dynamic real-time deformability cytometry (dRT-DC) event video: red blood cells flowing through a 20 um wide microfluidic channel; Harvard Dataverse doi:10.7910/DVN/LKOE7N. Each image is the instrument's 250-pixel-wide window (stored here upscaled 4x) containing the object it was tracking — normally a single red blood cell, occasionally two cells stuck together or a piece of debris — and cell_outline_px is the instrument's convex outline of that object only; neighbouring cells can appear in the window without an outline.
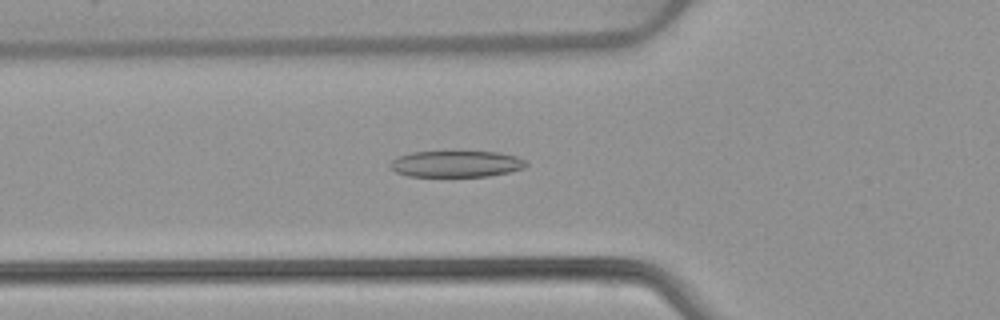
{"species": "common noctule bat (a hibernating species)", "species_latin": "Nyctalus noctula", "temperature_condition": "warm", "stored_images_in_passage": 52, "camera_frame_rate_fps": 3000, "um_per_image_px": 0.085, "animal": {"sex": "female", "body_mass_g": 22.7, "forearm_length_mm": 54.2}, "frame": {"image": 1, "passage_image": 18, "time_ms": 5.667, "image_size_px": [1000, 320], "cell_outline_px": [[528, 164], [524, 168], [508, 172], [488, 176], [408, 176], [396, 172], [388, 164], [396, 156], [412, 152], [500, 152], [516, 156], [524, 160]], "centroid_in_image_um": [38.76, 13.93], "position_along_channel_um": 87.0, "area_um2": 20.81}}
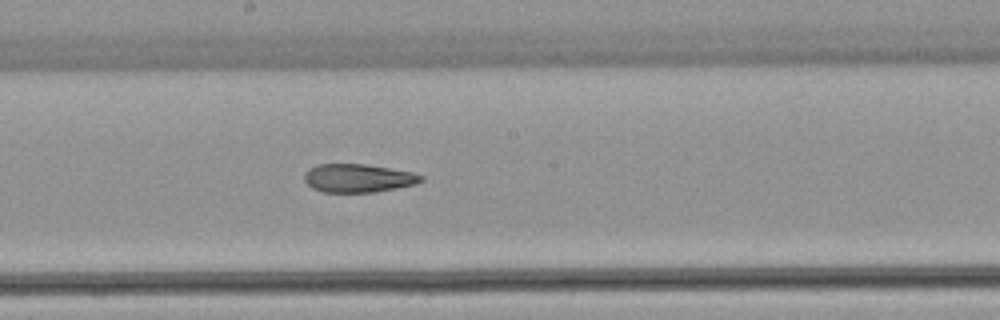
{"frame": {"image": 2, "passage_image": 28, "time_ms": 9.0, "image_size_px": [1000, 320], "cell_outline_px": [[424, 180], [416, 184], [376, 192], [324, 192], [312, 188], [304, 180], [304, 172], [308, 168], [316, 164], [364, 164], [412, 172], [424, 176]], "centroid_in_image_um": [30.42, 15.14], "position_along_channel_um": 217.8, "area_um2": 19.36}}
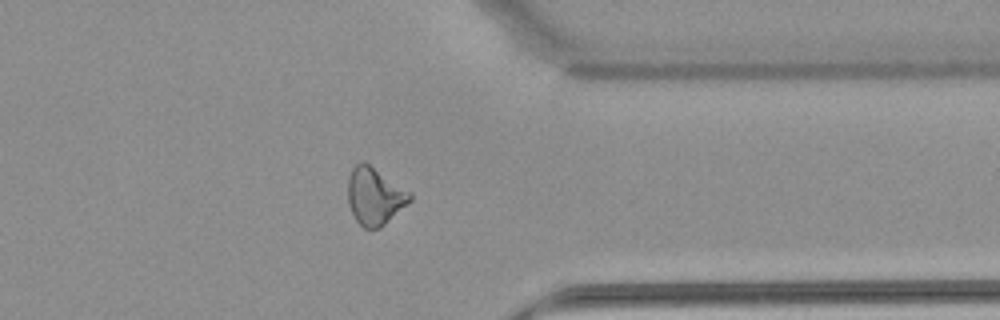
{"frame": {"image": 3, "passage_image": 41, "time_ms": 13.333, "image_size_px": [1000, 320], "cell_outline_px": [[412, 200], [380, 228], [364, 228], [356, 220], [348, 204], [348, 180], [352, 168], [356, 164], [364, 160], [412, 192]], "centroid_in_image_um": [31.86, 16.65], "position_along_channel_um": 379.5, "area_um2": 20.81}, "authors_computed_cell_mechanics": {"area_um2": 21.2704, "velocity_mm_per_s": 3.9077, "shape_relaxation_time_tau1_ms": null, "shape_relaxation_time_tau2_ms": 3.9501, "deformation_change_tau1": null, "deformation_change_tau2": 0.1314}}